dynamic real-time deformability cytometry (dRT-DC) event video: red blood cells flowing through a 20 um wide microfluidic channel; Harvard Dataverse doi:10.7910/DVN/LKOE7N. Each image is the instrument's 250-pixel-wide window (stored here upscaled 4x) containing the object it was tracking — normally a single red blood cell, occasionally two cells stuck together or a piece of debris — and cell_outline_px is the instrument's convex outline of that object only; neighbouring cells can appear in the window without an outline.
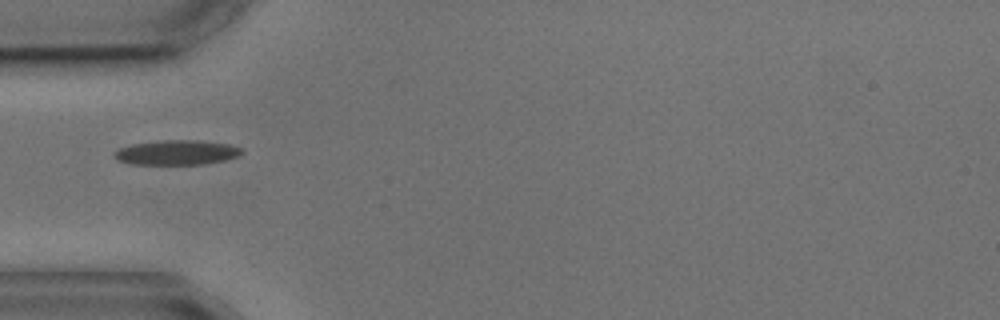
{"species": "common noctule bat (a hibernating species)", "species_latin": "Nyctalus noctula", "temperature_condition": "cold", "stored_images_in_passage": 4, "camera_frame_rate_fps": 3000, "um_per_image_px": 0.085, "animal": {"sex": "male", "body_mass_g": 17.9, "forearm_length_mm": 54.2}, "frame": {"image": 1, "passage_image": 2, "time_ms": 1.0, "image_size_px": [1000, 320], "cell_outline_px": [[244, 152], [240, 156], [224, 160], [200, 164], [128, 164], [116, 160], [112, 156], [112, 152], [120, 148], [132, 144], [164, 140], [196, 140], [228, 144], [244, 148]], "centroid_in_image_um": [15.0, 12.96], "position_along_channel_um": 70.0, "area_um2": 18.5}}
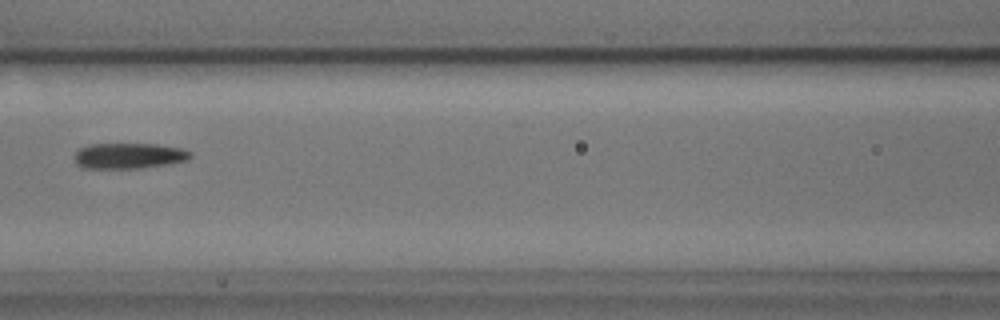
{"frame": {"image": 2, "passage_image": 4, "time_ms": 3.333, "image_size_px": [1000, 320], "cell_outline_px": [[192, 156], [188, 160], [168, 164], [140, 168], [80, 168], [76, 164], [72, 156], [80, 148], [88, 144], [156, 144], [180, 148], [192, 152]], "centroid_in_image_um": [10.92, 13.24], "position_along_channel_um": 155.7, "area_um2": 17.51}}